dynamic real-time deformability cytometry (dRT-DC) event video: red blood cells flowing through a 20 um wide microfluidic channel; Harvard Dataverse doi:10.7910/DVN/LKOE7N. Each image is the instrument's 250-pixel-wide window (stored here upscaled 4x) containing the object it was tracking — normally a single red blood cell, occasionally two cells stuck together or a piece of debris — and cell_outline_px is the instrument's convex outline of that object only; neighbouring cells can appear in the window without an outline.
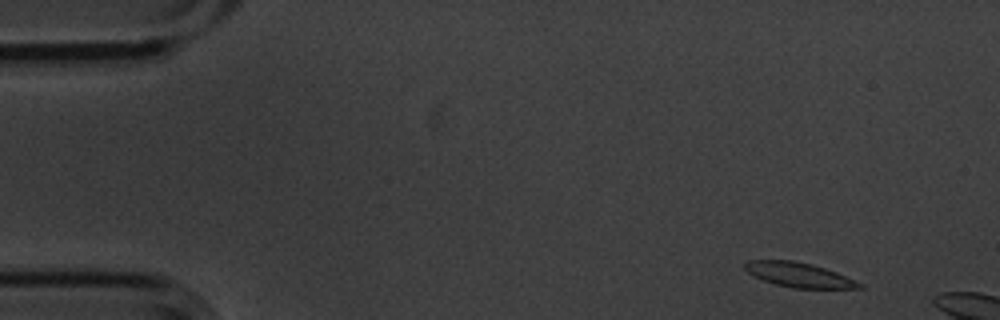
{"species": "common noctule bat (a hibernating species)", "species_latin": "Nyctalus noctula", "temperature_condition": "cold", "stored_images_in_passage": 3, "camera_frame_rate_fps": 3000, "um_per_image_px": 0.085, "animal": {"sex": "male", "body_mass_g": 20.1, "forearm_length_mm": 53.5}, "frame": {"image": 1, "passage_image": 1, "time_ms": 0.0, "image_size_px": [1000, 320], "cell_outline_px": [[864, 288], [792, 288], [776, 284], [764, 280], [748, 272], [744, 268], [744, 264], [748, 260], [792, 260], [812, 264], [836, 272], [864, 284]], "centroid_in_image_um": [67.92, 23.36], "position_along_channel_um": 17.1, "area_um2": 16.24}}